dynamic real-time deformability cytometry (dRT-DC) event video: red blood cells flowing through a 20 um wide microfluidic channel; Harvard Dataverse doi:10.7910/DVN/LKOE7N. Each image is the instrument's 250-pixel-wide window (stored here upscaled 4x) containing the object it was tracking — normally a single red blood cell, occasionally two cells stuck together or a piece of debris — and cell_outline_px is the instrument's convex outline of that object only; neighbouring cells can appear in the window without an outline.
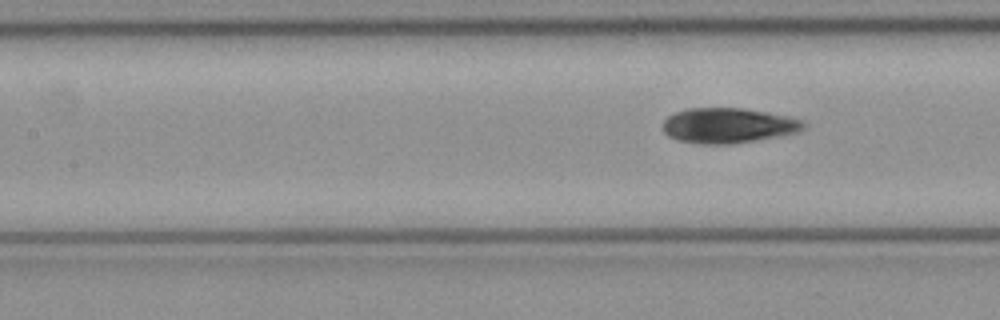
{"species": "common noctule bat (a hibernating species)", "species_latin": "Nyctalus noctula", "temperature_condition": "cold", "stored_images_in_passage": 7, "segment_of_instrument_passage": [2, 2], "camera_frame_rate_fps": 3000, "um_per_image_px": 0.085, "animal": {"sex": "female", "body_mass_g": 21.9}, "frame": {"image": 1, "passage_image": 7, "time_ms": 2.0, "image_size_px": [1000, 320], "cell_outline_px": [[808, 128], [800, 132], [780, 136], [732, 144], [700, 144], [676, 140], [668, 136], [664, 132], [664, 120], [668, 116], [676, 112], [688, 108], [744, 108], [768, 112], [788, 116], [804, 120], [808, 124]], "centroid_in_image_um": [61.97, 10.67], "position_along_channel_um": 145.4, "area_um2": 29.25}}